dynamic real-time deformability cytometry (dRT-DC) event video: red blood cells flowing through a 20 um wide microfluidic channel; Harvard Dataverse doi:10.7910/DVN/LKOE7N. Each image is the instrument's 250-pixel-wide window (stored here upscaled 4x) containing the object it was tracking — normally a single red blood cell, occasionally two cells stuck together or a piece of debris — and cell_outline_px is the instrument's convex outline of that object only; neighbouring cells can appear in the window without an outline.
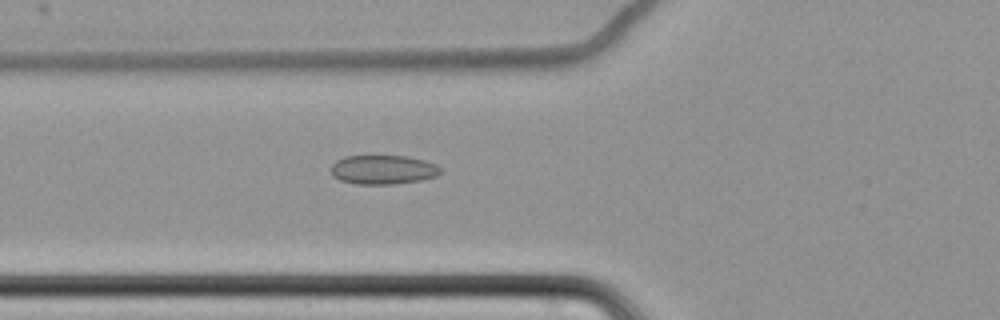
{"species": "common noctule bat (a hibernating species)", "species_latin": "Nyctalus noctula", "temperature_condition": "cold", "stored_images_in_passage": 63, "camera_frame_rate_fps": 3000, "um_per_image_px": 0.085, "animal": {"sex": "female", "body_mass_g": 22.7, "forearm_length_mm": 54.2}, "frame": {"image": 1, "passage_image": 26, "time_ms": 8.333, "image_size_px": [1000, 320], "cell_outline_px": [[440, 172], [436, 176], [420, 180], [392, 184], [356, 184], [340, 180], [332, 176], [332, 164], [336, 160], [344, 156], [408, 156], [424, 160], [436, 164], [440, 168]], "centroid_in_image_um": [32.54, 14.42], "position_along_channel_um": 93.3, "area_um2": 18.55}}
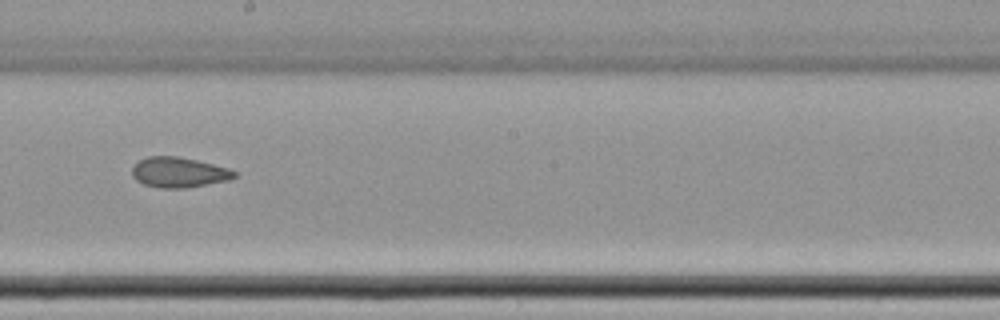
{"frame": {"image": 2, "passage_image": 38, "time_ms": 12.333, "image_size_px": [1000, 320], "cell_outline_px": [[236, 176], [228, 180], [184, 188], [160, 188], [144, 184], [136, 180], [132, 176], [132, 168], [140, 160], [148, 156], [176, 156], [196, 160], [228, 168], [236, 172]], "centroid_in_image_um": [15.18, 14.65], "position_along_channel_um": 233.0, "area_um2": 17.8}}
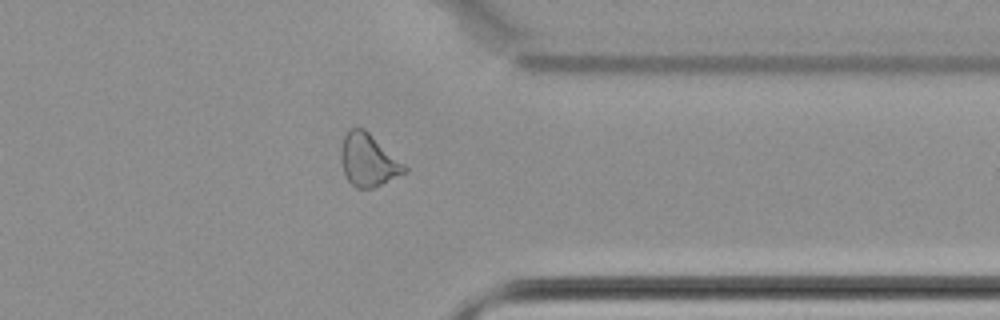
{"frame": {"image": 3, "passage_image": 51, "time_ms": 16.667, "image_size_px": [1000, 320], "cell_outline_px": [[408, 172], [372, 188], [356, 188], [348, 180], [344, 172], [340, 160], [340, 148], [344, 136], [352, 128], [364, 128], [404, 164], [408, 168]], "centroid_in_image_um": [31.29, 13.62], "position_along_channel_um": 380.1, "area_um2": 19.25}, "authors_computed_cell_mechanics": {"area_um2": 19.363, "velocity_mm_per_s": 3.4989, "shape_relaxation_time_tau1_ms": null, "shape_relaxation_time_tau2_ms": 6.6527, "deformation_change_tau1": null, "deformation_change_tau2": 0.1037}}